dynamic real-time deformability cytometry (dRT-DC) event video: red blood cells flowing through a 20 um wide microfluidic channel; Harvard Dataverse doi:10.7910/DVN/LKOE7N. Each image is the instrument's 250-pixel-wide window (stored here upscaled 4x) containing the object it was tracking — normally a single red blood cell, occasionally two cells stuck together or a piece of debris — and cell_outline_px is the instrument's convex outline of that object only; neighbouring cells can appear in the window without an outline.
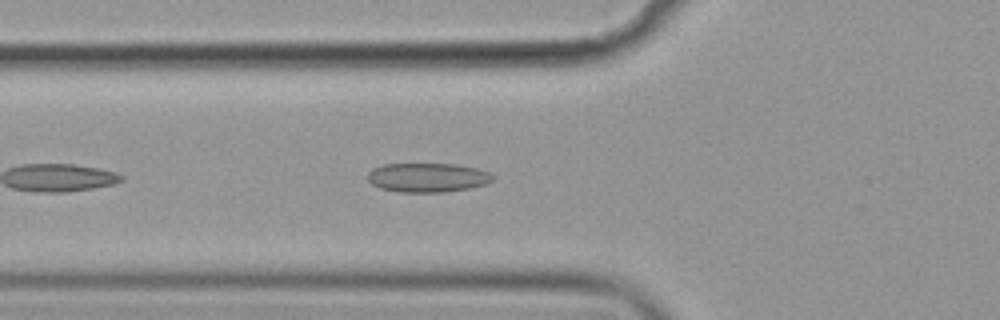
{"species": "common noctule bat (a hibernating species)", "species_latin": "Nyctalus noctula", "temperature_condition": "cold", "stored_images_in_passage": 13, "camera_frame_rate_fps": 3000, "um_per_image_px": 0.085, "animal": {"sex": "female", "body_mass_g": 19.9}, "frame": {"image": 1, "passage_image": 6, "time_ms": 1.667, "image_size_px": [1000, 320], "cell_outline_px": [[492, 180], [484, 184], [468, 188], [444, 192], [400, 192], [380, 188], [372, 184], [368, 180], [368, 172], [372, 168], [384, 164], [456, 164], [476, 168], [488, 172], [492, 176]], "centroid_in_image_um": [36.29, 15.09], "position_along_channel_um": 89.5, "area_um2": 21.1}}
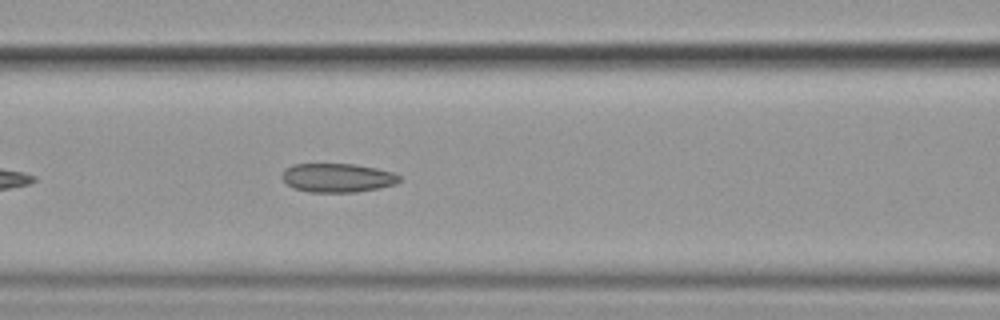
{"frame": {"image": 2, "passage_image": 10, "time_ms": 3.0, "image_size_px": [1000, 320], "cell_outline_px": [[400, 180], [396, 184], [380, 188], [356, 192], [308, 192], [292, 188], [280, 176], [284, 168], [292, 164], [356, 164], [376, 168], [392, 172], [400, 176]], "centroid_in_image_um": [28.66, 15.11], "position_along_channel_um": 137.9, "area_um2": 19.94}}